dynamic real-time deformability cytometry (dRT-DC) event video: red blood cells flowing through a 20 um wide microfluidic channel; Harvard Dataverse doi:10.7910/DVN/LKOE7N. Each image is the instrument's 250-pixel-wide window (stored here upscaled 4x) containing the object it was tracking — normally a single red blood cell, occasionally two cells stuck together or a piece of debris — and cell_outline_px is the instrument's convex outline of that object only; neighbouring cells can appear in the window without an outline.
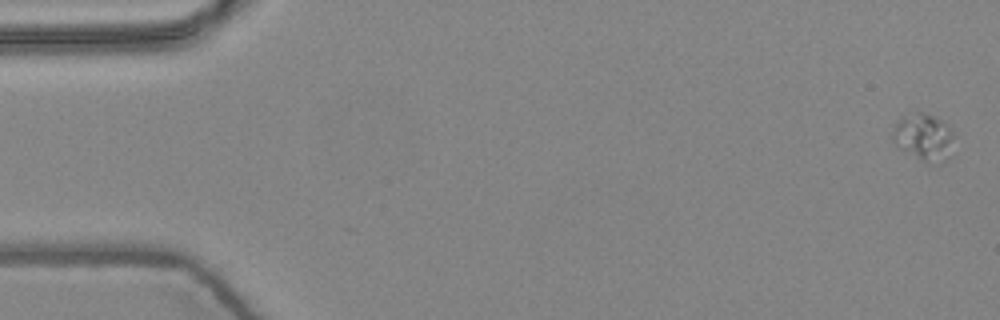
{"species": "common noctule bat (a hibernating species)", "species_latin": "Nyctalus noctula", "temperature_condition": "warm", "stored_images_in_passage": 5, "camera_frame_rate_fps": 3000, "um_per_image_px": 0.085, "animal": {"sex": "female", "body_mass_g": 24.6, "forearm_length_mm": 56.2}, "frame": {"image": 1, "passage_image": 1, "time_ms": 0.0, "image_size_px": [1000, 320], "cell_outline_px": [[956, 136], [948, 160], [940, 164], [932, 164], [924, 160], [896, 144], [892, 140], [892, 128], [900, 116], [912, 112], [920, 112], [936, 116], [952, 128]], "centroid_in_image_um": [78.58, 11.62], "position_along_channel_um": 6.4, "area_um2": 17.11}}